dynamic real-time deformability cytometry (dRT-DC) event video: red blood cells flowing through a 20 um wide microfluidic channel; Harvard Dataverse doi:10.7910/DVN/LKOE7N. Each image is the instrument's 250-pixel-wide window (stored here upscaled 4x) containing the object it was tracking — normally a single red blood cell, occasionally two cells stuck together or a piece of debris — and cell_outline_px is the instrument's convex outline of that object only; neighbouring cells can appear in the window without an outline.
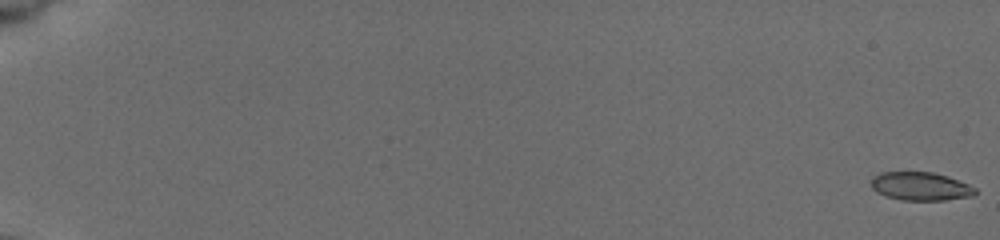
{"species": "common noctule bat (a hibernating species)", "species_latin": "Nyctalus noctula", "temperature_condition": "cold", "stored_images_in_passage": 56, "camera_frame_rate_fps": 3000, "um_per_image_px": 0.085, "animal": {"sex": "female", "body_mass_g": 19.5, "forearm_length_mm": 54.1}, "frame": {"image": 1, "passage_image": 1, "time_ms": 0.0, "image_size_px": [1000, 240], "cell_outline_px": [[976, 192], [972, 196], [944, 200], [904, 200], [888, 196], [872, 188], [872, 180], [876, 176], [884, 172], [932, 172], [968, 184], [976, 188]], "centroid_in_image_um": [78.28, 15.84], "position_along_channel_um": 6.7, "area_um2": 16.65}}
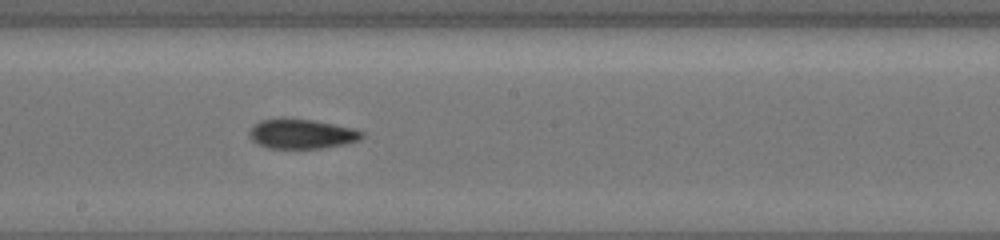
{"frame": {"image": 2, "passage_image": 34, "time_ms": 11.0, "image_size_px": [1000, 240], "cell_outline_px": [[364, 136], [360, 140], [344, 144], [320, 148], [268, 148], [256, 144], [248, 136], [248, 132], [260, 120], [280, 116], [284, 116], [312, 120], [352, 128], [364, 132]], "centroid_in_image_um": [25.59, 11.36], "position_along_channel_um": 222.6, "area_um2": 19.77}}
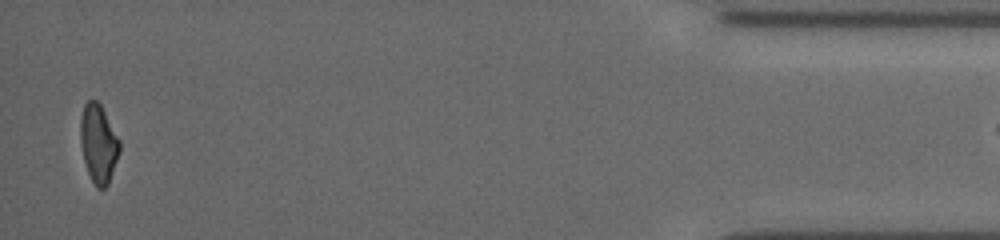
{"frame": {"image": 3, "passage_image": 55, "time_ms": 18.0, "image_size_px": [1000, 240], "cell_outline_px": [[120, 152], [108, 184], [104, 188], [96, 188], [88, 172], [84, 160], [80, 140], [80, 116], [84, 104], [88, 100], [96, 100], [100, 104], [120, 140]], "centroid_in_image_um": [8.37, 12.19], "position_along_channel_um": 426.8, "area_um2": 17.86}}